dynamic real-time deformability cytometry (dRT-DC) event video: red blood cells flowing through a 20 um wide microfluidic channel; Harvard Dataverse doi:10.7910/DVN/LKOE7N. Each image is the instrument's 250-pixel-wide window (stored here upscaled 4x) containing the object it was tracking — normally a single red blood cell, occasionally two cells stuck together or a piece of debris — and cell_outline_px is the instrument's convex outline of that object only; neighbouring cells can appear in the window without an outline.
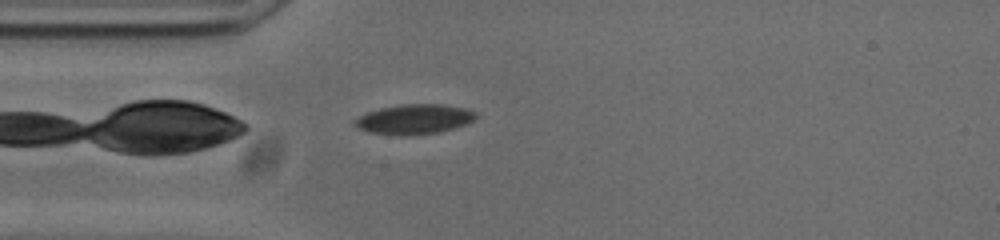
{"species": "common noctule bat (a hibernating species)", "species_latin": "Nyctalus noctula", "temperature_condition": "cold", "stored_images_in_passage": 42, "camera_frame_rate_fps": 3000, "um_per_image_px": 0.085, "animal": {"sex": "male", "body_mass_g": 20.0, "forearm_length_mm": 53.3}, "frame": {"image": 1, "passage_image": 2, "time_ms": 0.333, "image_size_px": [1000, 240], "cell_outline_px": [[476, 120], [468, 124], [440, 132], [404, 136], [400, 136], [368, 132], [352, 124], [352, 120], [368, 112], [380, 108], [400, 104], [444, 104], [464, 108], [476, 112]], "centroid_in_image_um": [35.22, 10.14], "position_along_channel_um": 49.8, "area_um2": 21.33}}
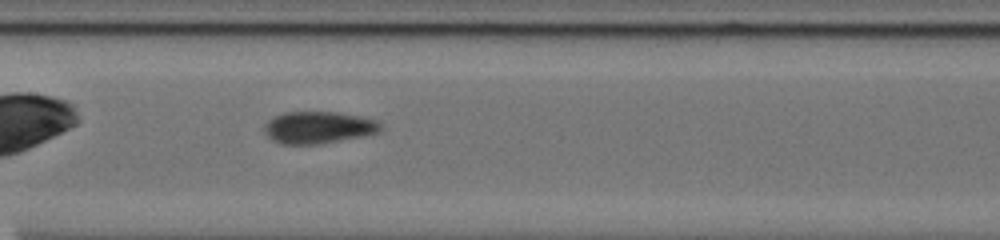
{"frame": {"image": 2, "passage_image": 13, "time_ms": 4.0, "image_size_px": [1000, 240], "cell_outline_px": [[384, 128], [380, 132], [364, 136], [320, 144], [280, 144], [272, 140], [264, 132], [264, 124], [272, 116], [284, 112], [336, 112], [364, 116], [380, 120], [384, 124]], "centroid_in_image_um": [27.13, 10.83], "position_along_channel_um": 180.3, "area_um2": 22.31}}
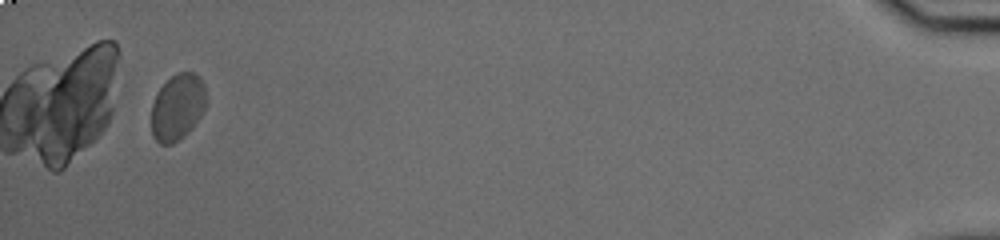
{"frame": {"image": 3, "passage_image": 40, "time_ms": 13.0, "image_size_px": [1000, 240], "cell_outline_px": [[204, 108], [200, 116], [192, 128], [184, 136], [172, 144], [160, 144], [152, 136], [152, 104], [160, 88], [176, 72], [192, 72], [200, 76], [204, 84]], "centroid_in_image_um": [15.08, 9.11], "position_along_channel_um": 420.1, "area_um2": 20.92}, "authors_computed_cell_mechanics": {"area_um2": 21.1259, "velocity_mm_per_s": 3.689, "shape_relaxation_time_tau1_ms": 7.0292, "shape_relaxation_time_tau2_ms": 2.4044, "deformation_change_tau1": 0.1335, "deformation_change_tau2": 0.0589}}